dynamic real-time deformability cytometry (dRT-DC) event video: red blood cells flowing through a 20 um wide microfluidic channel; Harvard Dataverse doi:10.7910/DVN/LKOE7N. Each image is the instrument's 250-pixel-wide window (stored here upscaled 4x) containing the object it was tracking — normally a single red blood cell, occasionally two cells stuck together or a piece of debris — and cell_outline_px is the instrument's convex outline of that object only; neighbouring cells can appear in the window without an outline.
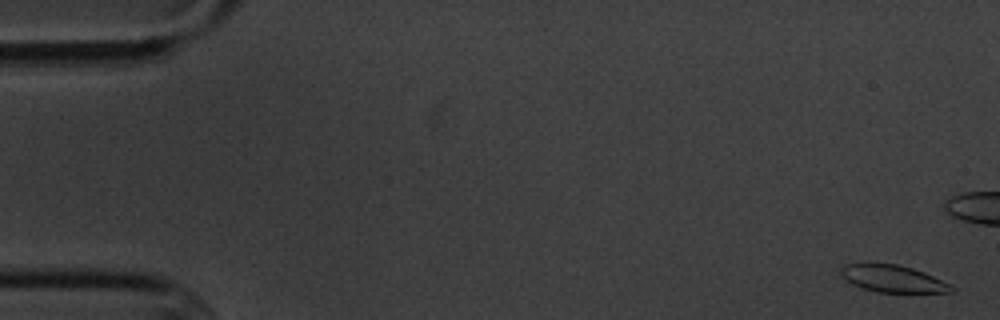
{"species": "common noctule bat (a hibernating species)", "species_latin": "Nyctalus noctula", "temperature_condition": "cold", "stored_images_in_passage": 59, "camera_frame_rate_fps": 3000, "um_per_image_px": 0.085, "animal": {"sex": "male", "body_mass_g": 20.1, "forearm_length_mm": 53.5}, "frame": {"image": 1, "passage_image": 2, "time_ms": 0.333, "image_size_px": [1000, 320], "cell_outline_px": [[956, 292], [876, 292], [852, 284], [844, 280], [840, 276], [840, 268], [844, 264], [864, 260], [896, 264], [912, 268], [924, 272], [956, 288]], "centroid_in_image_um": [75.77, 23.64], "position_along_channel_um": 9.2, "area_um2": 18.03}}
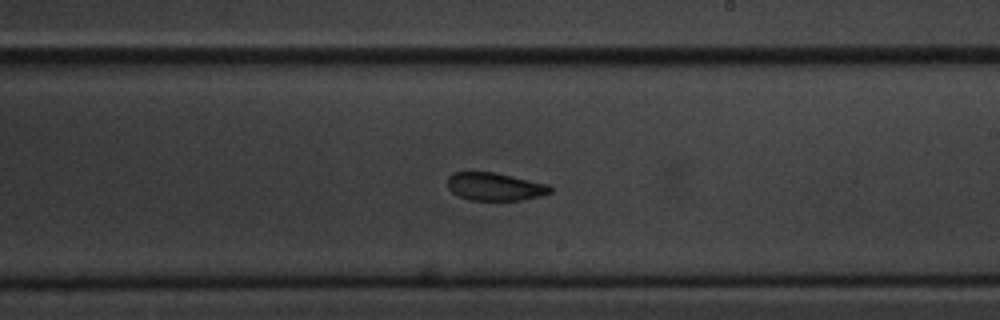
{"frame": {"image": 2, "passage_image": 34, "time_ms": 11.0, "image_size_px": [1000, 320], "cell_outline_px": [[552, 192], [540, 196], [520, 200], [468, 200], [452, 192], [448, 188], [448, 176], [452, 172], [492, 172], [512, 176], [548, 184], [552, 188]], "centroid_in_image_um": [42.05, 15.86], "position_along_channel_um": 246.9, "area_um2": 16.65}}
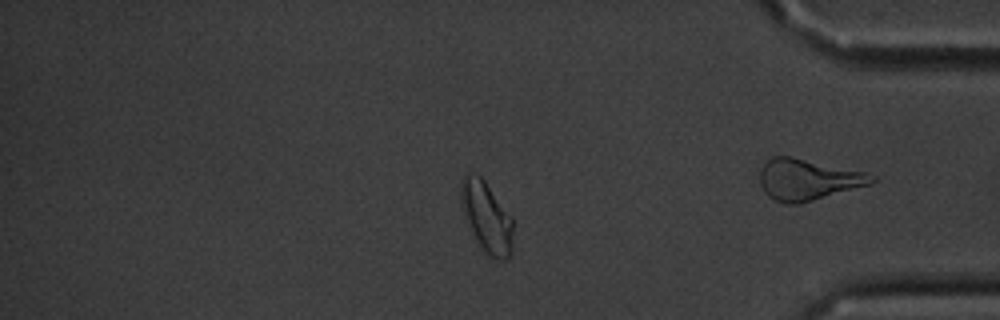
{"frame": {"image": 3, "passage_image": 49, "time_ms": 16.0, "image_size_px": [1000, 320], "cell_outline_px": [[512, 252], [508, 260], [500, 260], [488, 256], [480, 248], [472, 236], [460, 200], [460, 184], [464, 172], [468, 172], [480, 176], [484, 180], [512, 216]], "centroid_in_image_um": [41.35, 18.47], "position_along_channel_um": 393.8, "area_um2": 21.85}, "authors_computed_cell_mechanics": {"area_um2": 18.207, "velocity_mm_per_s": 3.4715, "shape_relaxation_time_tau1_ms": 3.8015, "shape_relaxation_time_tau2_ms": 6.958, "deformation_change_tau1": 0.1123, "deformation_change_tau2": 0.0783}}